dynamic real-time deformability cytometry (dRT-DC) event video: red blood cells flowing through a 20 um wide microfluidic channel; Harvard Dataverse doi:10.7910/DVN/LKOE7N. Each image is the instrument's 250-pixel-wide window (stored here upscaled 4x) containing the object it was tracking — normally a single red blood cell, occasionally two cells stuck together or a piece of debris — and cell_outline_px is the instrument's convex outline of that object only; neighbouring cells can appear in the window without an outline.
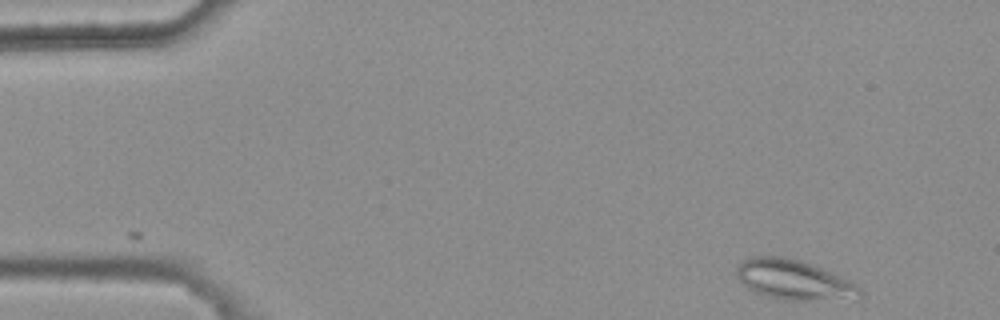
{"species": "common noctule bat (a hibernating species)", "species_latin": "Nyctalus noctula", "temperature_condition": "warm", "stored_images_in_passage": 3, "camera_frame_rate_fps": 3000, "um_per_image_px": 0.085, "animal": {"sex": "female", "body_mass_g": 25.1}, "frame": {"image": 1, "passage_image": 1, "time_ms": 0.0, "image_size_px": [1000, 320], "cell_outline_px": [[864, 296], [860, 300], [784, 300], [768, 296], [756, 292], [748, 288], [736, 276], [736, 268], [744, 260], [752, 256], [784, 256], [800, 260], [840, 276], [856, 284], [864, 292]], "centroid_in_image_um": [67.55, 23.81], "position_along_channel_um": 17.5, "area_um2": 28.84}}